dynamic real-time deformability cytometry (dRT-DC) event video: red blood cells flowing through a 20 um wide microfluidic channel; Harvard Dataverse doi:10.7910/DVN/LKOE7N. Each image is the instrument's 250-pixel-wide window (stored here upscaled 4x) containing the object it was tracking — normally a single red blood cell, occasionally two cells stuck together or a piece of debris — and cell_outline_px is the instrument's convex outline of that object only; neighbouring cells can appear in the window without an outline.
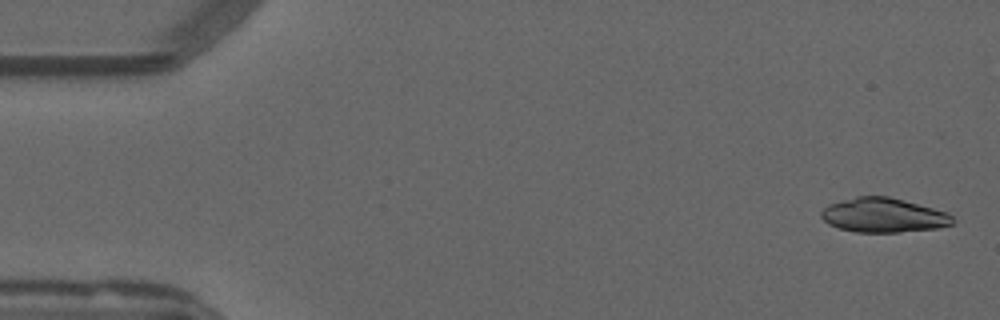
{"species": "common noctule bat (a hibernating species)", "species_latin": "Nyctalus noctula", "temperature_condition": "warm", "stored_images_in_passage": 53, "camera_frame_rate_fps": 3000, "um_per_image_px": 0.085, "animal": {"sex": "male", "forearm_length_mm": 52.5}, "frame": {"image": 1, "passage_image": 2, "time_ms": 0.333, "image_size_px": [1000, 320], "cell_outline_px": [[956, 220], [952, 224], [940, 228], [900, 232], [856, 232], [840, 228], [828, 224], [820, 216], [820, 212], [828, 204], [856, 196], [888, 196], [904, 200], [948, 212]], "centroid_in_image_um": [75.11, 18.29], "position_along_channel_um": 9.9, "area_um2": 26.47}}
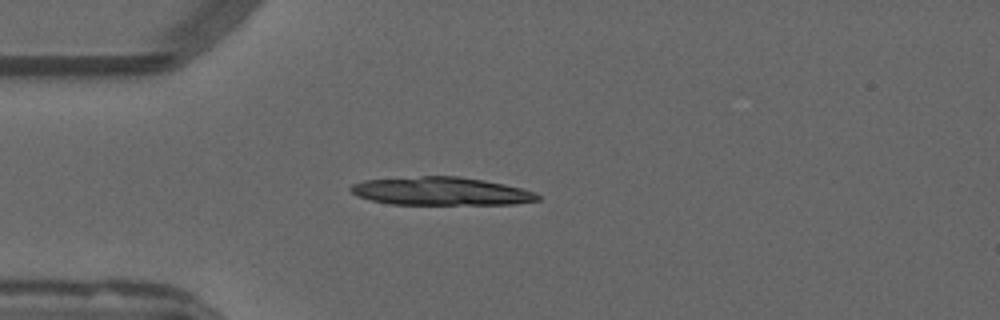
{"frame": {"image": 2, "passage_image": 14, "time_ms": 4.333, "image_size_px": [1000, 320], "cell_outline_px": [[540, 200], [516, 204], [392, 204], [372, 200], [356, 196], [348, 188], [352, 184], [364, 180], [420, 176], [460, 176], [484, 180], [504, 184], [536, 192], [540, 196]], "centroid_in_image_um": [37.49, 16.25], "position_along_channel_um": 47.5, "area_um2": 30.69}}